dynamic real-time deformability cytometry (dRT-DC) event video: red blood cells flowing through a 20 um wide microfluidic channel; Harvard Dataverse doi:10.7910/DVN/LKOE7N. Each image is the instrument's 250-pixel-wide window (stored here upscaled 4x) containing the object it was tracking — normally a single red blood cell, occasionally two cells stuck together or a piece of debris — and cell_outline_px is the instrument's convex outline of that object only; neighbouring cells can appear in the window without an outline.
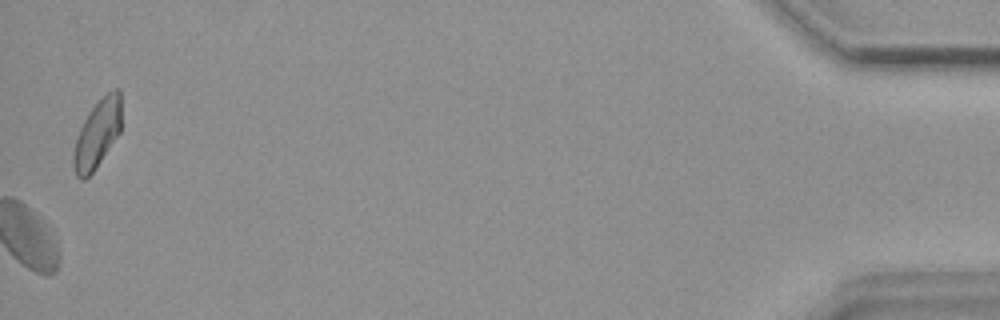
{"species": "common noctule bat (a hibernating species)", "species_latin": "Nyctalus noctula", "temperature_condition": "warm", "stored_images_in_passage": 46, "camera_frame_rate_fps": 3000, "um_per_image_px": 0.085, "animal": {"sex": "female", "body_mass_g": 18.4}, "frame": {"image": 1, "passage_image": 46, "time_ms": 15.0, "image_size_px": [1000, 320], "cell_outline_px": [[120, 132], [96, 168], [84, 180], [80, 180], [76, 176], [72, 164], [72, 156], [76, 136], [84, 120], [92, 108], [112, 88], [120, 88]], "centroid_in_image_um": [8.24, 11.42], "position_along_channel_um": 427.0, "area_um2": 18.9}, "authors_computed_cell_mechanics": {"area_um2": 21.8773, "velocity_mm_per_s": 3.7582, "shape_relaxation_time_tau1_ms": null, "shape_relaxation_time_tau2_ms": 3.8108, "deformation_change_tau1": null, "deformation_change_tau2": 0.0865}}